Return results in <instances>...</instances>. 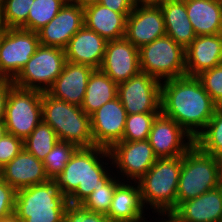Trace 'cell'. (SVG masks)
Instances as JSON below:
<instances>
[{"instance_id": "cell-1", "label": "cell", "mask_w": 222, "mask_h": 222, "mask_svg": "<svg viewBox=\"0 0 222 222\" xmlns=\"http://www.w3.org/2000/svg\"><path fill=\"white\" fill-rule=\"evenodd\" d=\"M216 108L197 77L183 76L161 82V113L194 139L204 130Z\"/></svg>"}, {"instance_id": "cell-2", "label": "cell", "mask_w": 222, "mask_h": 222, "mask_svg": "<svg viewBox=\"0 0 222 222\" xmlns=\"http://www.w3.org/2000/svg\"><path fill=\"white\" fill-rule=\"evenodd\" d=\"M109 161L112 165L109 149L103 147L78 148L75 151L64 170L55 178L69 205H80L98 188L99 179L110 169L106 166Z\"/></svg>"}, {"instance_id": "cell-3", "label": "cell", "mask_w": 222, "mask_h": 222, "mask_svg": "<svg viewBox=\"0 0 222 222\" xmlns=\"http://www.w3.org/2000/svg\"><path fill=\"white\" fill-rule=\"evenodd\" d=\"M55 179L16 191L14 216L20 222H62L69 209Z\"/></svg>"}, {"instance_id": "cell-4", "label": "cell", "mask_w": 222, "mask_h": 222, "mask_svg": "<svg viewBox=\"0 0 222 222\" xmlns=\"http://www.w3.org/2000/svg\"><path fill=\"white\" fill-rule=\"evenodd\" d=\"M181 166L182 156L157 159L148 172L137 181L146 210L148 206V209H154L152 212L167 213L176 208Z\"/></svg>"}, {"instance_id": "cell-5", "label": "cell", "mask_w": 222, "mask_h": 222, "mask_svg": "<svg viewBox=\"0 0 222 222\" xmlns=\"http://www.w3.org/2000/svg\"><path fill=\"white\" fill-rule=\"evenodd\" d=\"M42 121L54 129L60 141L78 148L94 146L90 116L80 106L42 92Z\"/></svg>"}, {"instance_id": "cell-6", "label": "cell", "mask_w": 222, "mask_h": 222, "mask_svg": "<svg viewBox=\"0 0 222 222\" xmlns=\"http://www.w3.org/2000/svg\"><path fill=\"white\" fill-rule=\"evenodd\" d=\"M222 184L217 157L203 152L195 143L182 156L176 207Z\"/></svg>"}, {"instance_id": "cell-7", "label": "cell", "mask_w": 222, "mask_h": 222, "mask_svg": "<svg viewBox=\"0 0 222 222\" xmlns=\"http://www.w3.org/2000/svg\"><path fill=\"white\" fill-rule=\"evenodd\" d=\"M140 70L160 82L186 76L185 49L168 35L139 49Z\"/></svg>"}, {"instance_id": "cell-8", "label": "cell", "mask_w": 222, "mask_h": 222, "mask_svg": "<svg viewBox=\"0 0 222 222\" xmlns=\"http://www.w3.org/2000/svg\"><path fill=\"white\" fill-rule=\"evenodd\" d=\"M66 63L64 49L39 45L13 84L19 88L47 92Z\"/></svg>"}, {"instance_id": "cell-9", "label": "cell", "mask_w": 222, "mask_h": 222, "mask_svg": "<svg viewBox=\"0 0 222 222\" xmlns=\"http://www.w3.org/2000/svg\"><path fill=\"white\" fill-rule=\"evenodd\" d=\"M42 121V92L13 86L8 96L4 124L7 133L25 140Z\"/></svg>"}, {"instance_id": "cell-10", "label": "cell", "mask_w": 222, "mask_h": 222, "mask_svg": "<svg viewBox=\"0 0 222 222\" xmlns=\"http://www.w3.org/2000/svg\"><path fill=\"white\" fill-rule=\"evenodd\" d=\"M39 45L35 31L5 28L0 37V79L13 81Z\"/></svg>"}, {"instance_id": "cell-11", "label": "cell", "mask_w": 222, "mask_h": 222, "mask_svg": "<svg viewBox=\"0 0 222 222\" xmlns=\"http://www.w3.org/2000/svg\"><path fill=\"white\" fill-rule=\"evenodd\" d=\"M117 97L127 114L161 112V82L145 72L118 84Z\"/></svg>"}, {"instance_id": "cell-12", "label": "cell", "mask_w": 222, "mask_h": 222, "mask_svg": "<svg viewBox=\"0 0 222 222\" xmlns=\"http://www.w3.org/2000/svg\"><path fill=\"white\" fill-rule=\"evenodd\" d=\"M109 153L112 166L118 169L117 175L126 182L140 180L158 159L148 140L120 141L109 149Z\"/></svg>"}, {"instance_id": "cell-13", "label": "cell", "mask_w": 222, "mask_h": 222, "mask_svg": "<svg viewBox=\"0 0 222 222\" xmlns=\"http://www.w3.org/2000/svg\"><path fill=\"white\" fill-rule=\"evenodd\" d=\"M147 140L158 159L183 156L194 144L192 136L162 113L155 118Z\"/></svg>"}, {"instance_id": "cell-14", "label": "cell", "mask_w": 222, "mask_h": 222, "mask_svg": "<svg viewBox=\"0 0 222 222\" xmlns=\"http://www.w3.org/2000/svg\"><path fill=\"white\" fill-rule=\"evenodd\" d=\"M166 35L163 13L159 5H135L126 19L125 38L136 48Z\"/></svg>"}, {"instance_id": "cell-15", "label": "cell", "mask_w": 222, "mask_h": 222, "mask_svg": "<svg viewBox=\"0 0 222 222\" xmlns=\"http://www.w3.org/2000/svg\"><path fill=\"white\" fill-rule=\"evenodd\" d=\"M126 116V110L118 97L91 114L94 146L110 149L115 143L122 141Z\"/></svg>"}, {"instance_id": "cell-16", "label": "cell", "mask_w": 222, "mask_h": 222, "mask_svg": "<svg viewBox=\"0 0 222 222\" xmlns=\"http://www.w3.org/2000/svg\"><path fill=\"white\" fill-rule=\"evenodd\" d=\"M99 70L117 85L127 81L141 71L139 49L125 37L107 41Z\"/></svg>"}, {"instance_id": "cell-17", "label": "cell", "mask_w": 222, "mask_h": 222, "mask_svg": "<svg viewBox=\"0 0 222 222\" xmlns=\"http://www.w3.org/2000/svg\"><path fill=\"white\" fill-rule=\"evenodd\" d=\"M84 26V7L77 3L65 4L59 13L37 31L44 46L65 49L69 40Z\"/></svg>"}, {"instance_id": "cell-18", "label": "cell", "mask_w": 222, "mask_h": 222, "mask_svg": "<svg viewBox=\"0 0 222 222\" xmlns=\"http://www.w3.org/2000/svg\"><path fill=\"white\" fill-rule=\"evenodd\" d=\"M95 69L89 65L66 61L62 73L47 93L56 99L81 106L90 75Z\"/></svg>"}, {"instance_id": "cell-19", "label": "cell", "mask_w": 222, "mask_h": 222, "mask_svg": "<svg viewBox=\"0 0 222 222\" xmlns=\"http://www.w3.org/2000/svg\"><path fill=\"white\" fill-rule=\"evenodd\" d=\"M222 63V33L197 36L185 49L186 76L197 77Z\"/></svg>"}, {"instance_id": "cell-20", "label": "cell", "mask_w": 222, "mask_h": 222, "mask_svg": "<svg viewBox=\"0 0 222 222\" xmlns=\"http://www.w3.org/2000/svg\"><path fill=\"white\" fill-rule=\"evenodd\" d=\"M2 179L16 191L49 180L43 161L25 149L2 167Z\"/></svg>"}, {"instance_id": "cell-21", "label": "cell", "mask_w": 222, "mask_h": 222, "mask_svg": "<svg viewBox=\"0 0 222 222\" xmlns=\"http://www.w3.org/2000/svg\"><path fill=\"white\" fill-rule=\"evenodd\" d=\"M172 214L180 222H221L222 184L194 199L180 203Z\"/></svg>"}, {"instance_id": "cell-22", "label": "cell", "mask_w": 222, "mask_h": 222, "mask_svg": "<svg viewBox=\"0 0 222 222\" xmlns=\"http://www.w3.org/2000/svg\"><path fill=\"white\" fill-rule=\"evenodd\" d=\"M107 41L96 32L83 26L65 47L66 61L89 65L99 69L103 61Z\"/></svg>"}, {"instance_id": "cell-23", "label": "cell", "mask_w": 222, "mask_h": 222, "mask_svg": "<svg viewBox=\"0 0 222 222\" xmlns=\"http://www.w3.org/2000/svg\"><path fill=\"white\" fill-rule=\"evenodd\" d=\"M121 181L114 191L106 214L110 222H144L146 219L140 188L137 182Z\"/></svg>"}, {"instance_id": "cell-24", "label": "cell", "mask_w": 222, "mask_h": 222, "mask_svg": "<svg viewBox=\"0 0 222 222\" xmlns=\"http://www.w3.org/2000/svg\"><path fill=\"white\" fill-rule=\"evenodd\" d=\"M127 17L100 3L84 7V26L106 41H113L125 37Z\"/></svg>"}, {"instance_id": "cell-25", "label": "cell", "mask_w": 222, "mask_h": 222, "mask_svg": "<svg viewBox=\"0 0 222 222\" xmlns=\"http://www.w3.org/2000/svg\"><path fill=\"white\" fill-rule=\"evenodd\" d=\"M196 36L222 33V0H184Z\"/></svg>"}, {"instance_id": "cell-26", "label": "cell", "mask_w": 222, "mask_h": 222, "mask_svg": "<svg viewBox=\"0 0 222 222\" xmlns=\"http://www.w3.org/2000/svg\"><path fill=\"white\" fill-rule=\"evenodd\" d=\"M166 35L186 49L197 37L189 21L184 0H165L160 5Z\"/></svg>"}, {"instance_id": "cell-27", "label": "cell", "mask_w": 222, "mask_h": 222, "mask_svg": "<svg viewBox=\"0 0 222 222\" xmlns=\"http://www.w3.org/2000/svg\"><path fill=\"white\" fill-rule=\"evenodd\" d=\"M118 85L99 69L89 77L81 109L91 115L105 103L117 98Z\"/></svg>"}, {"instance_id": "cell-28", "label": "cell", "mask_w": 222, "mask_h": 222, "mask_svg": "<svg viewBox=\"0 0 222 222\" xmlns=\"http://www.w3.org/2000/svg\"><path fill=\"white\" fill-rule=\"evenodd\" d=\"M120 180L117 175H112L109 170L99 179L98 188L94 189L80 206L92 212L107 214L111 206L114 191L116 186L121 182Z\"/></svg>"}, {"instance_id": "cell-29", "label": "cell", "mask_w": 222, "mask_h": 222, "mask_svg": "<svg viewBox=\"0 0 222 222\" xmlns=\"http://www.w3.org/2000/svg\"><path fill=\"white\" fill-rule=\"evenodd\" d=\"M194 143L205 153L217 157L222 153V106H217L214 115Z\"/></svg>"}, {"instance_id": "cell-30", "label": "cell", "mask_w": 222, "mask_h": 222, "mask_svg": "<svg viewBox=\"0 0 222 222\" xmlns=\"http://www.w3.org/2000/svg\"><path fill=\"white\" fill-rule=\"evenodd\" d=\"M58 137L54 129L41 121L32 133L24 140V149L43 161L57 143Z\"/></svg>"}, {"instance_id": "cell-31", "label": "cell", "mask_w": 222, "mask_h": 222, "mask_svg": "<svg viewBox=\"0 0 222 222\" xmlns=\"http://www.w3.org/2000/svg\"><path fill=\"white\" fill-rule=\"evenodd\" d=\"M62 0H34L29 9L27 30L37 32L47 25L62 9Z\"/></svg>"}, {"instance_id": "cell-32", "label": "cell", "mask_w": 222, "mask_h": 222, "mask_svg": "<svg viewBox=\"0 0 222 222\" xmlns=\"http://www.w3.org/2000/svg\"><path fill=\"white\" fill-rule=\"evenodd\" d=\"M34 0H2L0 2L2 21L5 28L27 30L29 9Z\"/></svg>"}, {"instance_id": "cell-33", "label": "cell", "mask_w": 222, "mask_h": 222, "mask_svg": "<svg viewBox=\"0 0 222 222\" xmlns=\"http://www.w3.org/2000/svg\"><path fill=\"white\" fill-rule=\"evenodd\" d=\"M161 112L127 114L122 141L147 140L155 118Z\"/></svg>"}, {"instance_id": "cell-34", "label": "cell", "mask_w": 222, "mask_h": 222, "mask_svg": "<svg viewBox=\"0 0 222 222\" xmlns=\"http://www.w3.org/2000/svg\"><path fill=\"white\" fill-rule=\"evenodd\" d=\"M77 149L78 147L74 144L57 141L43 160L45 172L49 179H55L64 170Z\"/></svg>"}, {"instance_id": "cell-35", "label": "cell", "mask_w": 222, "mask_h": 222, "mask_svg": "<svg viewBox=\"0 0 222 222\" xmlns=\"http://www.w3.org/2000/svg\"><path fill=\"white\" fill-rule=\"evenodd\" d=\"M197 78L217 106H222V63L202 72Z\"/></svg>"}, {"instance_id": "cell-36", "label": "cell", "mask_w": 222, "mask_h": 222, "mask_svg": "<svg viewBox=\"0 0 222 222\" xmlns=\"http://www.w3.org/2000/svg\"><path fill=\"white\" fill-rule=\"evenodd\" d=\"M24 149V140L10 133L0 139V165L4 167Z\"/></svg>"}, {"instance_id": "cell-37", "label": "cell", "mask_w": 222, "mask_h": 222, "mask_svg": "<svg viewBox=\"0 0 222 222\" xmlns=\"http://www.w3.org/2000/svg\"><path fill=\"white\" fill-rule=\"evenodd\" d=\"M62 222H110L106 214L92 212L80 205H70Z\"/></svg>"}, {"instance_id": "cell-38", "label": "cell", "mask_w": 222, "mask_h": 222, "mask_svg": "<svg viewBox=\"0 0 222 222\" xmlns=\"http://www.w3.org/2000/svg\"><path fill=\"white\" fill-rule=\"evenodd\" d=\"M16 190L0 179V220L14 215Z\"/></svg>"}, {"instance_id": "cell-39", "label": "cell", "mask_w": 222, "mask_h": 222, "mask_svg": "<svg viewBox=\"0 0 222 222\" xmlns=\"http://www.w3.org/2000/svg\"><path fill=\"white\" fill-rule=\"evenodd\" d=\"M100 4L106 6L114 12L122 13L128 17L135 7L133 0H100Z\"/></svg>"}, {"instance_id": "cell-40", "label": "cell", "mask_w": 222, "mask_h": 222, "mask_svg": "<svg viewBox=\"0 0 222 222\" xmlns=\"http://www.w3.org/2000/svg\"><path fill=\"white\" fill-rule=\"evenodd\" d=\"M14 86L12 80L0 79V122H4L6 104L10 89Z\"/></svg>"}, {"instance_id": "cell-41", "label": "cell", "mask_w": 222, "mask_h": 222, "mask_svg": "<svg viewBox=\"0 0 222 222\" xmlns=\"http://www.w3.org/2000/svg\"><path fill=\"white\" fill-rule=\"evenodd\" d=\"M156 214H158L159 216H163V217H166V218H164V220H163V217H162V221H160V222H180L173 214H172V212H167V213H156ZM166 215V216H165ZM144 222H148L147 221V219H146V221L144 220ZM158 222V221H157Z\"/></svg>"}, {"instance_id": "cell-42", "label": "cell", "mask_w": 222, "mask_h": 222, "mask_svg": "<svg viewBox=\"0 0 222 222\" xmlns=\"http://www.w3.org/2000/svg\"><path fill=\"white\" fill-rule=\"evenodd\" d=\"M135 5H160L165 0H133Z\"/></svg>"}, {"instance_id": "cell-43", "label": "cell", "mask_w": 222, "mask_h": 222, "mask_svg": "<svg viewBox=\"0 0 222 222\" xmlns=\"http://www.w3.org/2000/svg\"><path fill=\"white\" fill-rule=\"evenodd\" d=\"M100 0H78V4L81 7L88 6L90 4L99 3Z\"/></svg>"}, {"instance_id": "cell-44", "label": "cell", "mask_w": 222, "mask_h": 222, "mask_svg": "<svg viewBox=\"0 0 222 222\" xmlns=\"http://www.w3.org/2000/svg\"><path fill=\"white\" fill-rule=\"evenodd\" d=\"M6 133H7V128L4 122H0V139H2Z\"/></svg>"}, {"instance_id": "cell-45", "label": "cell", "mask_w": 222, "mask_h": 222, "mask_svg": "<svg viewBox=\"0 0 222 222\" xmlns=\"http://www.w3.org/2000/svg\"><path fill=\"white\" fill-rule=\"evenodd\" d=\"M0 222H20L14 215L6 219L0 220Z\"/></svg>"}, {"instance_id": "cell-46", "label": "cell", "mask_w": 222, "mask_h": 222, "mask_svg": "<svg viewBox=\"0 0 222 222\" xmlns=\"http://www.w3.org/2000/svg\"><path fill=\"white\" fill-rule=\"evenodd\" d=\"M4 30H5V27H4V25H3L1 8H0V35H2V33H3Z\"/></svg>"}, {"instance_id": "cell-47", "label": "cell", "mask_w": 222, "mask_h": 222, "mask_svg": "<svg viewBox=\"0 0 222 222\" xmlns=\"http://www.w3.org/2000/svg\"><path fill=\"white\" fill-rule=\"evenodd\" d=\"M217 159H218L220 171H221V173H222V153H220V154L217 156Z\"/></svg>"}, {"instance_id": "cell-48", "label": "cell", "mask_w": 222, "mask_h": 222, "mask_svg": "<svg viewBox=\"0 0 222 222\" xmlns=\"http://www.w3.org/2000/svg\"><path fill=\"white\" fill-rule=\"evenodd\" d=\"M65 4L68 3H77L78 4V0H62Z\"/></svg>"}, {"instance_id": "cell-49", "label": "cell", "mask_w": 222, "mask_h": 222, "mask_svg": "<svg viewBox=\"0 0 222 222\" xmlns=\"http://www.w3.org/2000/svg\"><path fill=\"white\" fill-rule=\"evenodd\" d=\"M0 179H2V166L0 165Z\"/></svg>"}]
</instances>
